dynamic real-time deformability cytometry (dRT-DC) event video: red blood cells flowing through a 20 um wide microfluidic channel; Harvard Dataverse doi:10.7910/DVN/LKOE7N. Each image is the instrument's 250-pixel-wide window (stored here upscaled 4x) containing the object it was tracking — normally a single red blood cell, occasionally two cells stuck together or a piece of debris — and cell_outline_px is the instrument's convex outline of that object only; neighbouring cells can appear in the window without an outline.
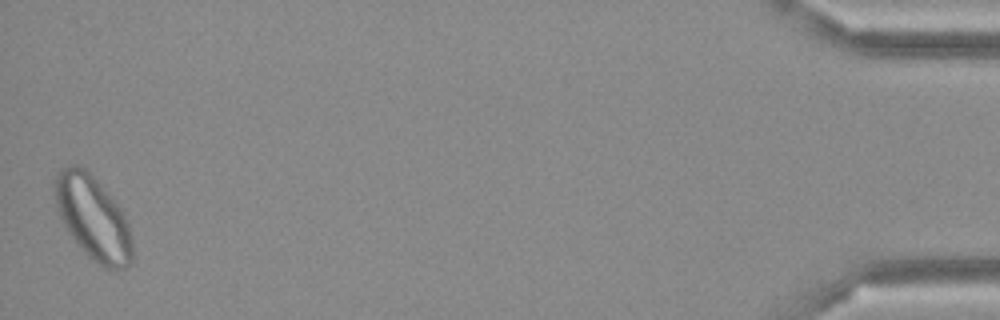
{"species": "Egyptian fruit bat (a non-hibernating species)", "species_latin": "Rousettus aegyptiacus", "temperature_condition": "cold", "stored_images_in_passage": 37, "camera_frame_rate_fps": 3000, "um_per_image_px": 0.085, "frame": {"image": 1, "passage_image": 37, "time_ms": 12.0, "image_size_px": [1000, 320], "cell_outline_px": [[132, 260], [124, 268], [104, 268], [88, 256], [72, 236], [64, 224], [60, 216], [56, 204], [52, 188], [52, 184], [56, 172], [64, 164], [76, 164], [84, 168], [120, 204], [128, 220], [132, 240]], "centroid_in_image_um": [7.89, 18.45], "position_along_channel_um": 427.3, "area_um2": 38.15}}